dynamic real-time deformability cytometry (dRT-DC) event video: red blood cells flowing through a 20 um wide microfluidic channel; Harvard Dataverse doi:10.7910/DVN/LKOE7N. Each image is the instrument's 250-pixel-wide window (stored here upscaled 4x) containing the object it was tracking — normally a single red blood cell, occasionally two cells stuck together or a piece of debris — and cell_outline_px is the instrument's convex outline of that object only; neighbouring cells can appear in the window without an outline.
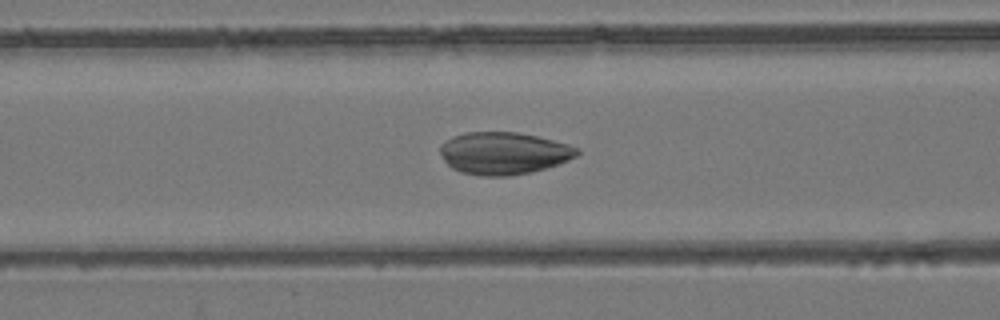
{"species": "common noctule bat (a hibernating species)", "species_latin": "Nyctalus noctula", "temperature_condition": "room temperature", "stored_images_in_passage": 51, "camera_frame_rate_fps": 3000, "um_per_image_px": 0.085, "animal": {"sex": "female", "body_mass_g": 24.6, "forearm_length_mm": 56.2}, "frame": {"image": 1, "passage_image": 22, "time_ms": 7.0, "image_size_px": [1000, 320], "cell_outline_px": [[580, 152], [576, 156], [560, 164], [532, 172], [508, 176], [480, 176], [460, 172], [452, 168], [444, 160], [440, 152], [440, 144], [452, 136], [464, 132], [516, 132], [536, 136], [568, 144], [576, 148]], "centroid_in_image_um": [42.79, 13.03], "position_along_channel_um": 123.8, "area_um2": 33.81}}
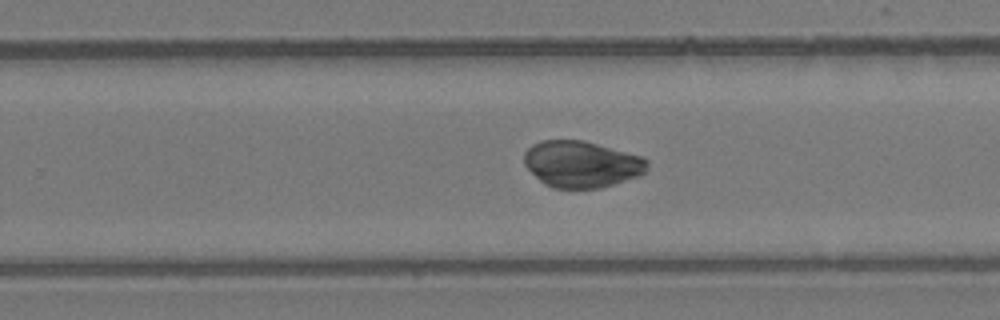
{"frame": {"image": 2, "passage_image": 34, "time_ms": 11.0, "image_size_px": [1000, 320], "cell_outline_px": [[648, 168], [640, 176], [600, 188], [552, 188], [544, 184], [524, 164], [524, 152], [532, 144], [540, 140], [584, 140], [640, 156], [648, 160]], "centroid_in_image_um": [49.42, 13.95], "position_along_channel_um": 280.4, "area_um2": 33.35}}
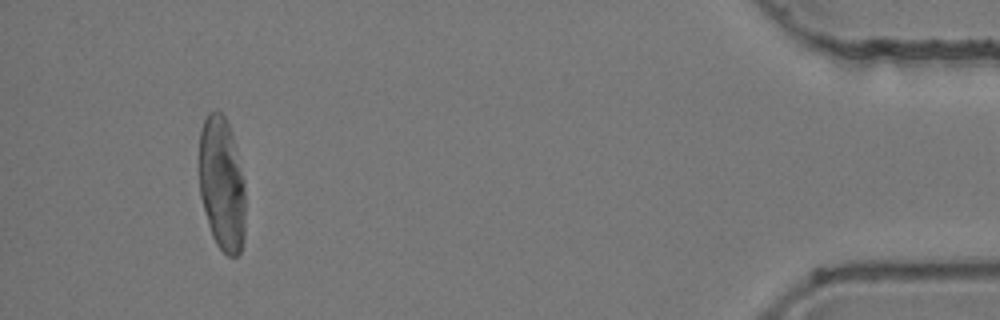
{"frame": {"image": 3, "passage_image": 50, "time_ms": 16.333, "image_size_px": [1000, 320], "cell_outline_px": [[244, 240], [240, 252], [236, 256], [228, 256], [216, 244], [212, 236], [208, 224], [200, 196], [200, 128], [208, 112], [216, 108], [224, 116], [228, 124], [232, 136], [244, 180]], "centroid_in_image_um": [18.85, 15.64], "position_along_channel_um": 416.4, "area_um2": 35.95}}